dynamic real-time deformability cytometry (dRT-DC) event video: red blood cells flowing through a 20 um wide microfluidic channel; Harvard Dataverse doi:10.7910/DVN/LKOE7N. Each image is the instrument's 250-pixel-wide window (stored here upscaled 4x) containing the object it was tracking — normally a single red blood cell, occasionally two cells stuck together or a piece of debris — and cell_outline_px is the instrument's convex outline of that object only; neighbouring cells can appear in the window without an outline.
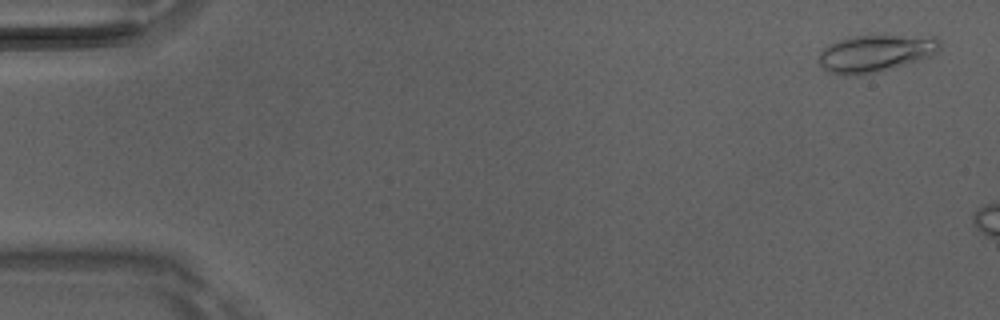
{"species": "Egyptian fruit bat (a non-hibernating species)", "species_latin": "Rousettus aegyptiacus", "temperature_condition": "room temperature", "stored_images_in_passage": 3, "camera_frame_rate_fps": 3000, "um_per_image_px": 0.085, "animal": {"sex": "male"}, "frame": {"image": 1, "passage_image": 1, "time_ms": 0.0, "image_size_px": [1000, 320], "cell_outline_px": [[940, 48], [936, 52], [928, 56], [904, 64], [876, 72], [860, 76], [844, 76], [828, 72], [816, 60], [820, 52], [828, 44], [840, 40], [872, 32], [936, 36], [940, 40]], "centroid_in_image_um": [74.4, 4.47], "position_along_channel_um": 10.6, "area_um2": 27.17}}